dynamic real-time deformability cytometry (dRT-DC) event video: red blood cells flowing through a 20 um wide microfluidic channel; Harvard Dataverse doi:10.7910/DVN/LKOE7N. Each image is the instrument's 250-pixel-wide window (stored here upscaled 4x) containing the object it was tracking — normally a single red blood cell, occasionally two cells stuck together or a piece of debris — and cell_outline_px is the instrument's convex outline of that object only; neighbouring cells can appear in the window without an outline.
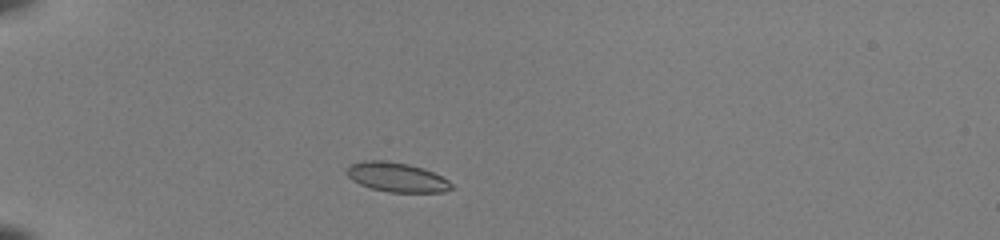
{"species": "common noctule bat (a hibernating species)", "species_latin": "Nyctalus noctula", "temperature_condition": "room temperature", "stored_images_in_passage": 36, "camera_frame_rate_fps": 3000, "um_per_image_px": 0.085, "animal": {"sex": "female", "body_mass_g": 22.0, "forearm_length_mm": 56.7}, "frame": {"image": 1, "passage_image": 1, "time_ms": 0.0, "image_size_px": [1000, 240], "cell_outline_px": [[452, 188], [444, 192], [388, 192], [372, 188], [360, 184], [352, 180], [348, 176], [348, 168], [352, 164], [364, 160], [388, 160], [408, 164], [424, 168], [448, 180], [452, 184]], "centroid_in_image_um": [33.73, 15.06], "position_along_channel_um": 51.3, "area_um2": 17.8}}
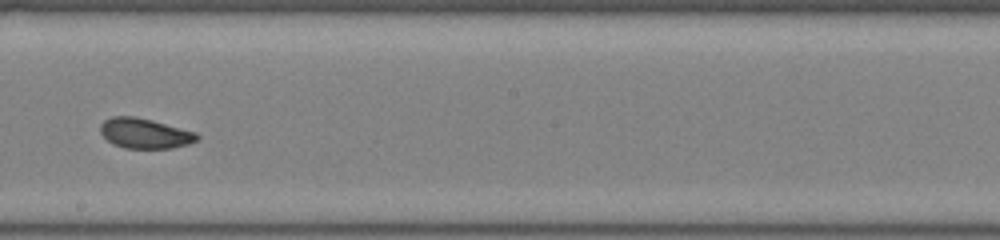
{"frame": {"image": 2, "passage_image": 17, "time_ms": 5.333, "image_size_px": [1000, 240], "cell_outline_px": [[200, 136], [196, 140], [188, 144], [172, 148], [124, 148], [112, 144], [100, 132], [100, 124], [104, 120], [112, 116], [136, 116], [152, 120], [196, 132]], "centroid_in_image_um": [12.29, 11.33], "position_along_channel_um": 235.9, "area_um2": 16.99}}
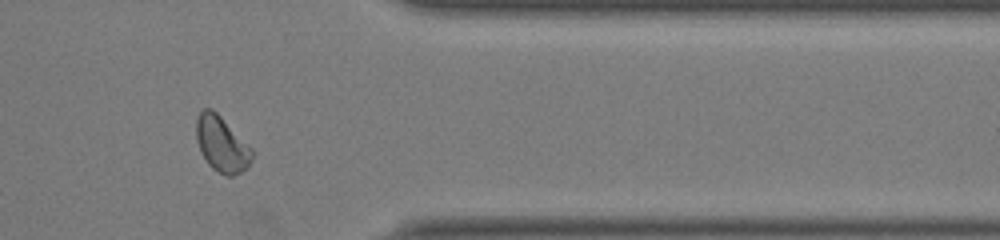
{"frame": {"image": 3, "passage_image": 29, "time_ms": 9.333, "image_size_px": [1000, 240], "cell_outline_px": [[252, 160], [248, 168], [232, 176], [228, 176], [212, 168], [208, 164], [200, 152], [196, 140], [196, 120], [200, 112], [204, 108], [212, 108], [252, 148]], "centroid_in_image_um": [18.83, 12.26], "position_along_channel_um": 392.6, "area_um2": 17.98}, "authors_computed_cell_mechanics": {"area_um2": 17.3111, "velocity_mm_per_s": 4.0638, "shape_relaxation_time_tau1_ms": 11.0613, "shape_relaxation_time_tau2_ms": 0.8865, "deformation_change_tau1": 0.21, "deformation_change_tau2": 0.0521}}